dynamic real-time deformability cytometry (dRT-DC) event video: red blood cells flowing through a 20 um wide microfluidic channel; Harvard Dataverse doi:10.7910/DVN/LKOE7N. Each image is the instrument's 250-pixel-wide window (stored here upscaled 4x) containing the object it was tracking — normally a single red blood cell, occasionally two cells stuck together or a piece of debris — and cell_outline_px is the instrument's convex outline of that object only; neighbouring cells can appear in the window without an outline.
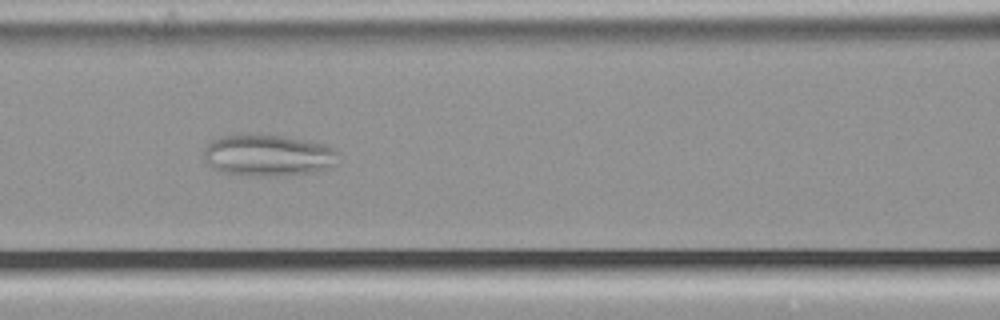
{"species": "common noctule bat (a hibernating species)", "species_latin": "Nyctalus noctula", "temperature_condition": "cold", "stored_images_in_passage": 53, "camera_frame_rate_fps": 3000, "um_per_image_px": 0.085, "animal": {"sex": "male", "body_mass_g": 21.5, "forearm_length_mm": 52.0}, "frame": {"image": 1, "passage_image": 23, "time_ms": 7.333, "image_size_px": [1000, 320], "cell_outline_px": [[340, 152], [336, 164], [332, 168], [308, 172], [276, 176], [248, 176], [224, 172], [212, 168], [204, 160], [204, 148], [212, 140], [224, 136], [284, 136], [324, 144]], "centroid_in_image_um": [22.81, 13.23], "position_along_channel_um": 143.8, "area_um2": 32.25}}